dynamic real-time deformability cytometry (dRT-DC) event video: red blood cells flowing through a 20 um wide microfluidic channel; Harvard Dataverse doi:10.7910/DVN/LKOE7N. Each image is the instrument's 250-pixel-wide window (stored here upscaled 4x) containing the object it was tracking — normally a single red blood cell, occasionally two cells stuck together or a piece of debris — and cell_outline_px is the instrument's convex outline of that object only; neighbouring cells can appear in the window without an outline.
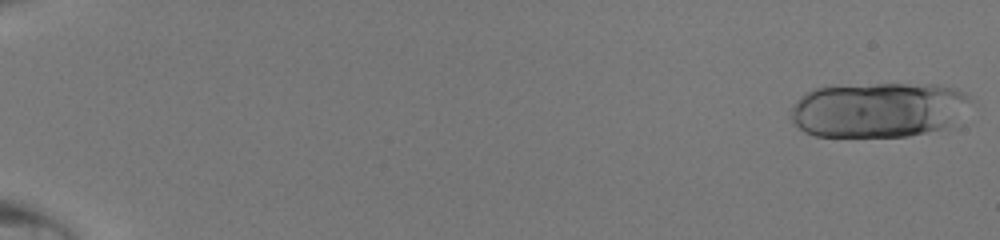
{"species": "human", "species_latin": "Homo sapiens", "temperature_condition": "room temperature", "stored_images_in_passage": 36, "segment_of_instrument_passage": [1, 2], "camera_frame_rate_fps": 3000, "um_per_image_px": 0.085, "donor": {"sex": "male"}, "frame": {"image": 1, "passage_image": 1, "time_ms": 0.0, "image_size_px": [1000, 240], "cell_outline_px": [[968, 100], [940, 128], [908, 136], [816, 136], [804, 132], [792, 120], [792, 108], [812, 88], [832, 84], [936, 84], [956, 88], [964, 92]], "centroid_in_image_um": [74.5, 9.29], "position_along_channel_um": 10.5, "area_um2": 56.41}}
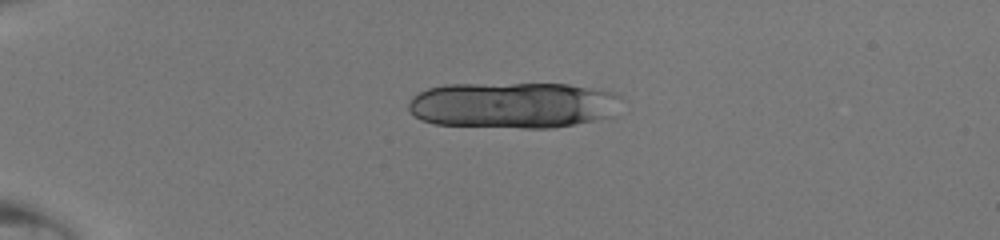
{"frame": {"image": 2, "passage_image": 13, "time_ms": 4.0, "image_size_px": [1000, 240], "cell_outline_px": [[620, 96], [612, 116], [552, 128], [524, 128], [436, 124], [420, 120], [408, 108], [408, 104], [412, 96], [428, 88], [444, 84], [568, 84], [600, 88], [612, 92]], "centroid_in_image_um": [43.58, 8.92], "position_along_channel_um": 41.4, "area_um2": 57.16}}